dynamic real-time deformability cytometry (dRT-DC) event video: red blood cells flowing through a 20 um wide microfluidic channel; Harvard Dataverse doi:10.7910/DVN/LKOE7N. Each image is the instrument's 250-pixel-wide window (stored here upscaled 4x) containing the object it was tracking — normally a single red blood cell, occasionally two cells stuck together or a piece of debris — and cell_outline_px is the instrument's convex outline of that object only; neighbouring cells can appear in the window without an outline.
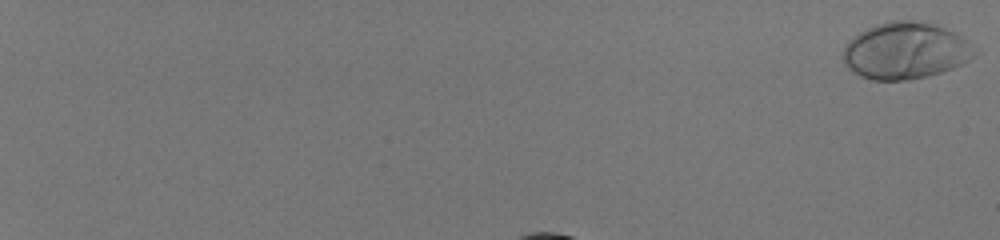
{"species": "human", "species_latin": "Homo sapiens", "temperature_condition": "room temperature", "stored_images_in_passage": 39, "camera_frame_rate_fps": 3000, "um_per_image_px": 0.085, "donor": {"sex": "male"}, "frame": {"image": 1, "passage_image": 1, "time_ms": 0.0, "image_size_px": [1000, 240], "cell_outline_px": [[972, 56], [968, 60], [952, 68], [928, 76], [904, 80], [872, 80], [860, 76], [848, 68], [844, 64], [844, 48], [848, 40], [860, 32], [876, 24], [892, 20], [908, 20], [932, 24], [944, 28], [968, 40]], "centroid_in_image_um": [76.89, 4.32], "position_along_channel_um": 8.1, "area_um2": 42.66}}
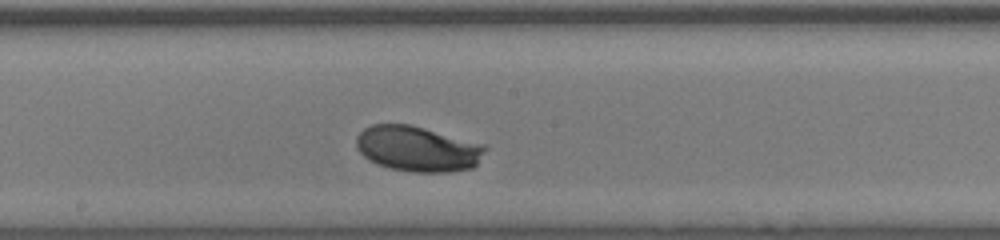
{"frame": {"image": 2, "passage_image": 24, "time_ms": 7.667, "image_size_px": [1000, 240], "cell_outline_px": [[488, 148], [476, 164], [472, 168], [448, 172], [412, 172], [388, 168], [376, 164], [368, 160], [356, 148], [356, 136], [364, 128], [372, 124], [408, 124], [424, 128], [484, 144]], "centroid_in_image_um": [35.47, 12.65], "position_along_channel_um": 212.7, "area_um2": 34.22}}
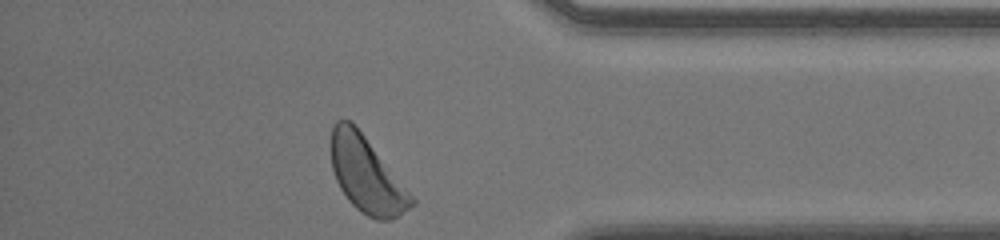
{"frame": {"image": 3, "passage_image": 39, "time_ms": 12.667, "image_size_px": [1000, 240], "cell_outline_px": [[416, 204], [392, 220], [376, 220], [360, 212], [348, 200], [340, 188], [336, 180], [332, 168], [332, 128], [336, 120], [348, 120], [364, 136], [416, 200]], "centroid_in_image_um": [31.16, 14.92], "position_along_channel_um": 404.0, "area_um2": 34.68}, "authors_computed_cell_mechanics": {"area_um2": 33.524, "velocity_mm_per_s": 3.9971, "shape_relaxation_time_tau1_ms": 1.2943, "shape_relaxation_time_tau2_ms": null, "deformation_change_tau1": 0.1087, "deformation_change_tau2": null}}